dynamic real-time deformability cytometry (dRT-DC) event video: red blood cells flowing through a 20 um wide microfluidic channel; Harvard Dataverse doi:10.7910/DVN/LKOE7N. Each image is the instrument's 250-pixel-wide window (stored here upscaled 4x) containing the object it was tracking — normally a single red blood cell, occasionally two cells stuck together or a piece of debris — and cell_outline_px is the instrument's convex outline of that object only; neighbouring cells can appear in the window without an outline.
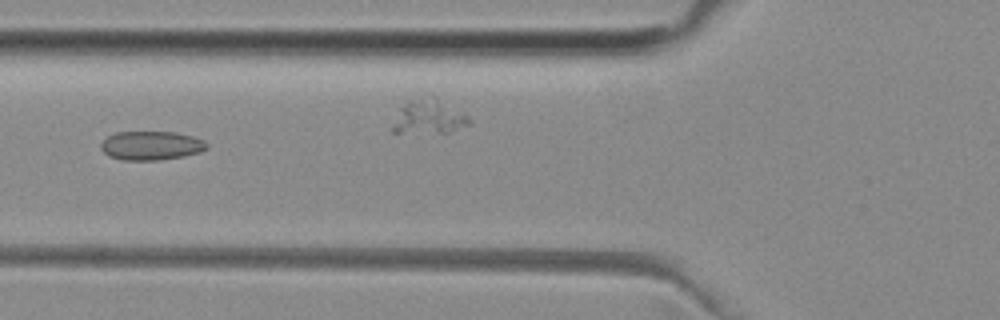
{"species": "common noctule bat (a hibernating species)", "species_latin": "Nyctalus noctula", "temperature_condition": "room temperature", "stored_images_in_passage": 6, "camera_frame_rate_fps": 3000, "um_per_image_px": 0.085, "animal": {"sex": "female", "body_mass_g": 29.2, "forearm_length_mm": 56.3}, "frame": {"image": 1, "passage_image": 6, "time_ms": 1.667, "image_size_px": [1000, 320], "cell_outline_px": [[208, 148], [200, 152], [184, 156], [160, 160], [120, 160], [108, 156], [100, 148], [100, 144], [108, 136], [116, 132], [176, 132], [192, 136], [204, 140], [208, 144]], "centroid_in_image_um": [12.85, 12.38], "position_along_channel_um": 112.9, "area_um2": 17.98}}